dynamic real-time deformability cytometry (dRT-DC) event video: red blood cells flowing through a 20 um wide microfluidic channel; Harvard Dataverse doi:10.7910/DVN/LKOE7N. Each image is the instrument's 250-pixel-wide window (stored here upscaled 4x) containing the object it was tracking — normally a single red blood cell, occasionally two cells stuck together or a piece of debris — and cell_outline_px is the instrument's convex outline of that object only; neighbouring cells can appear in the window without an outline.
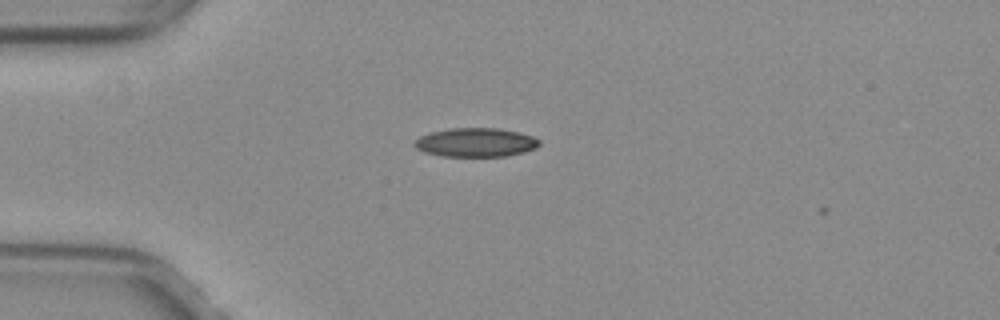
{"species": "common noctule bat (a hibernating species)", "species_latin": "Nyctalus noctula", "temperature_condition": "warm", "stored_images_in_passage": 5, "camera_frame_rate_fps": 3000, "um_per_image_px": 0.085, "animal": {"sex": "female", "body_mass_g": 29.2, "forearm_length_mm": 56.3}, "frame": {"image": 1, "passage_image": 4, "time_ms": 1.0, "image_size_px": [1000, 320], "cell_outline_px": [[540, 144], [536, 148], [524, 152], [504, 156], [440, 156], [424, 152], [416, 148], [412, 144], [420, 136], [432, 132], [448, 128], [496, 128], [516, 132], [532, 136], [540, 140]], "centroid_in_image_um": [40.41, 12.11], "position_along_channel_um": 44.6, "area_um2": 20.92}}